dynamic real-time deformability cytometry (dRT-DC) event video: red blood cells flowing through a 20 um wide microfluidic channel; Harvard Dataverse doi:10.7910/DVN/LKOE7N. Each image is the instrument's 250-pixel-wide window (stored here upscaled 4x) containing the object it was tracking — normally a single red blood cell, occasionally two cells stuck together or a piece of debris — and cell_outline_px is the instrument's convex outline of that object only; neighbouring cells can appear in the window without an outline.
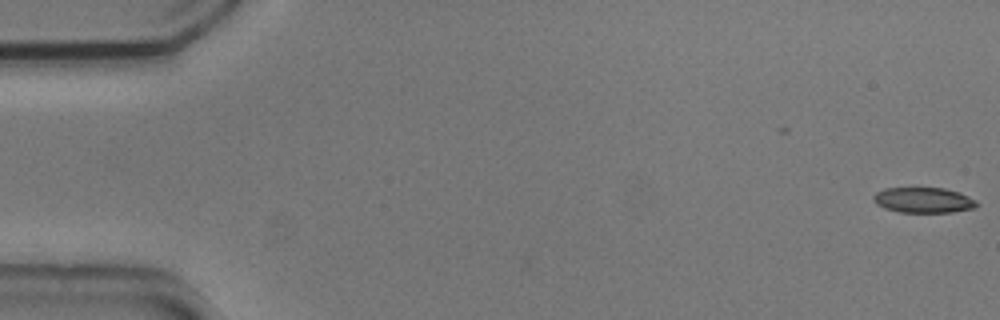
{"species": "common noctule bat (a hibernating species)", "species_latin": "Nyctalus noctula", "temperature_condition": "cold", "stored_images_in_passage": 2, "camera_frame_rate_fps": 3000, "um_per_image_px": 0.085, "animal": {"sex": "male", "body_mass_g": 20.5, "forearm_length_mm": 52.5}, "frame": {"image": 1, "passage_image": 2, "time_ms": 0.333, "image_size_px": [1000, 320], "cell_outline_px": [[980, 204], [976, 208], [952, 212], [900, 212], [884, 208], [876, 204], [872, 200], [872, 196], [876, 192], [884, 188], [944, 188], [960, 192], [976, 200]], "centroid_in_image_um": [78.51, 17.01], "position_along_channel_um": 6.5, "area_um2": 15.49}}